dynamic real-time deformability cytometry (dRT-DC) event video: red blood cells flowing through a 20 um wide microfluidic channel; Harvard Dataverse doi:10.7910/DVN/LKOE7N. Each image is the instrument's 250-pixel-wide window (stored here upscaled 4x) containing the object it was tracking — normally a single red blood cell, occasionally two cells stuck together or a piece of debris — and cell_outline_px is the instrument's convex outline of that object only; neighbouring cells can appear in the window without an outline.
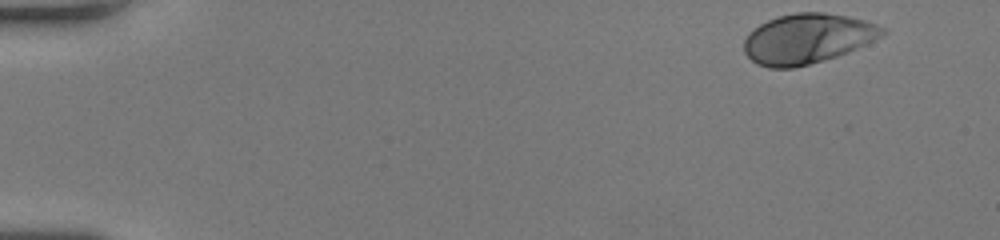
{"species": "human", "species_latin": "Homo sapiens", "temperature_condition": "room temperature", "stored_images_in_passage": 49, "camera_frame_rate_fps": 3000, "um_per_image_px": 0.085, "donor": {"sex": "female"}, "frame": {"image": 1, "passage_image": 1, "time_ms": 0.0, "image_size_px": [1000, 240], "cell_outline_px": [[888, 32], [884, 36], [848, 52], [824, 60], [792, 68], [768, 68], [756, 64], [744, 52], [744, 40], [760, 24], [776, 16], [796, 12], [824, 12], [848, 16], [864, 20], [888, 28]], "centroid_in_image_um": [68.67, 3.28], "position_along_channel_um": 16.3, "area_um2": 40.34}}
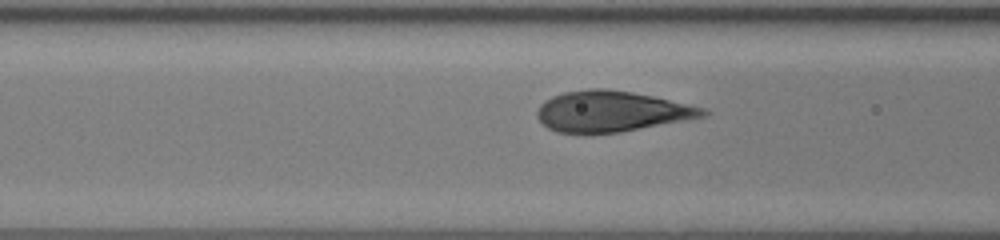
{"frame": {"image": 2, "passage_image": 19, "time_ms": 6.0, "image_size_px": [1000, 240], "cell_outline_px": [[708, 112], [704, 116], [684, 120], [620, 132], [588, 136], [556, 132], [548, 128], [536, 116], [536, 112], [540, 104], [544, 100], [552, 96], [564, 92], [588, 88], [604, 88], [632, 92], [652, 96], [704, 108]], "centroid_in_image_um": [51.87, 9.49], "position_along_channel_um": 114.7, "area_um2": 39.71}}
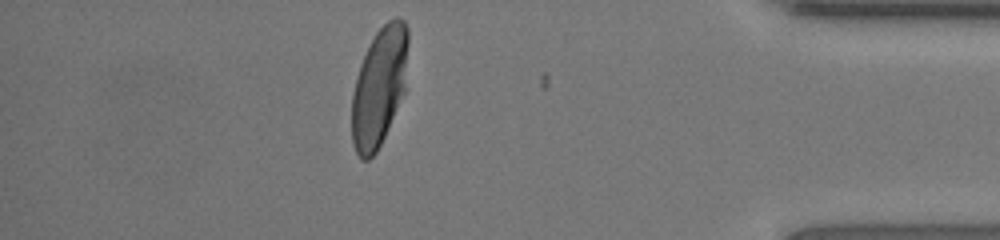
{"frame": {"image": 3, "passage_image": 43, "time_ms": 14.0, "image_size_px": [1000, 240], "cell_outline_px": [[408, 44], [404, 92], [384, 136], [376, 152], [368, 160], [360, 160], [352, 144], [352, 92], [356, 76], [360, 64], [376, 32], [388, 20], [396, 16], [404, 20], [408, 28]], "centroid_in_image_um": [32.22, 7.37], "position_along_channel_um": 403.0, "area_um2": 38.78}, "authors_computed_cell_mechanics": {"area_um2": 39.9398, "velocity_mm_per_s": 4.0426, "shape_relaxation_time_tau1_ms": 2.9253, "shape_relaxation_time_tau2_ms": null, "deformation_change_tau1": 0.1729, "deformation_change_tau2": null}}